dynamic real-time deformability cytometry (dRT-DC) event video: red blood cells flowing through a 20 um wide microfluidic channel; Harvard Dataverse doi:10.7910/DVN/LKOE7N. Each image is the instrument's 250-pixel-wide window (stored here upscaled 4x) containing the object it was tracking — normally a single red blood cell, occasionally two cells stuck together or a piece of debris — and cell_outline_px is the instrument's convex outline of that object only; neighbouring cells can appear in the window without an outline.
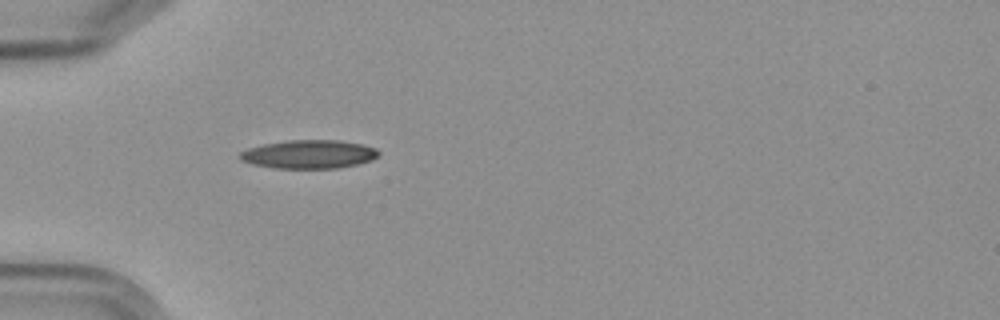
{"species": "Egyptian fruit bat (a non-hibernating species)", "species_latin": "Rousettus aegyptiacus", "temperature_condition": "cold", "stored_images_in_passage": 1, "camera_frame_rate_fps": 3000, "um_per_image_px": 0.085, "frame": {"image": 1, "passage_image": 1, "time_ms": 0.0, "image_size_px": [1000, 320], "cell_outline_px": [[380, 152], [372, 160], [356, 164], [336, 168], [276, 168], [252, 164], [240, 160], [240, 152], [248, 148], [264, 144], [288, 140], [340, 140], [364, 144], [376, 148]], "centroid_in_image_um": [26.27, 13.1], "position_along_channel_um": 58.7, "area_um2": 23.0}}